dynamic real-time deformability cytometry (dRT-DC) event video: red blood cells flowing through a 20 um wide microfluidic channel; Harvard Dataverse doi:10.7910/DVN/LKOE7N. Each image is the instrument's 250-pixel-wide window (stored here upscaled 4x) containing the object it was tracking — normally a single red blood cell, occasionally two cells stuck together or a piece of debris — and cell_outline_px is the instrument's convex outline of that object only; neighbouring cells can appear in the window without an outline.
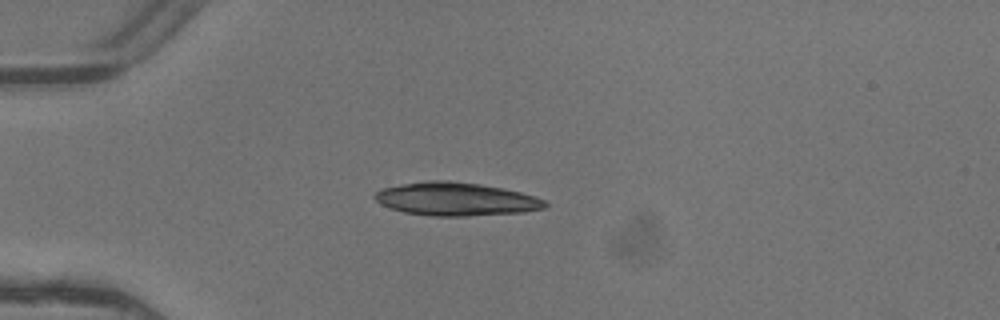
{"species": "common noctule bat (a hibernating species)", "species_latin": "Nyctalus noctula", "temperature_condition": "warm", "stored_images_in_passage": 5, "camera_frame_rate_fps": 3000, "um_per_image_px": 0.085, "animal": {"sex": "female"}, "frame": {"image": 1, "passage_image": 5, "time_ms": 1.333, "image_size_px": [1000, 320], "cell_outline_px": [[548, 204], [544, 208], [524, 212], [468, 216], [432, 216], [404, 212], [380, 204], [372, 196], [380, 188], [400, 184], [428, 180], [448, 180], [480, 184], [520, 192], [536, 196], [544, 200]], "centroid_in_image_um": [38.73, 16.92], "position_along_channel_um": 46.3, "area_um2": 33.06}}